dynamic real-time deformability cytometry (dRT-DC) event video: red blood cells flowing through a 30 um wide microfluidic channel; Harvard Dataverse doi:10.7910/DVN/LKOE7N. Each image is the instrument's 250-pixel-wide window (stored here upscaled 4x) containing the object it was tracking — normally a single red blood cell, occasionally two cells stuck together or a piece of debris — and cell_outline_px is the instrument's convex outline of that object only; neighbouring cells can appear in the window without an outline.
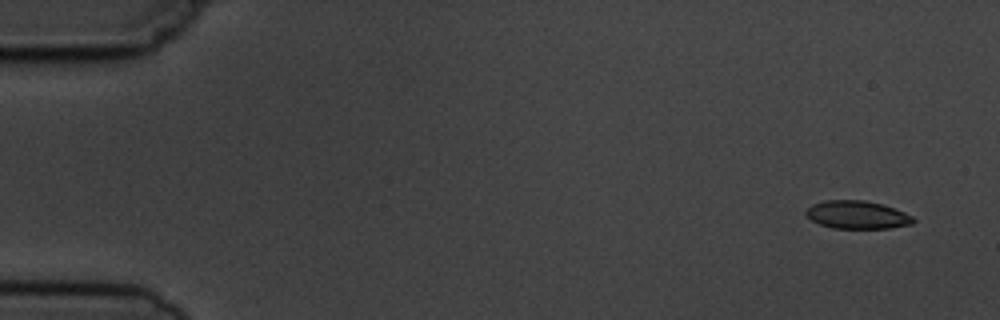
{"species": "common noctule bat (a hibernating species)", "species_latin": "Nyctalus noctula", "temperature_condition": "cold", "stored_images_in_passage": 6, "segment_of_instrument_passage": [1, 2], "camera_frame_rate_fps": 3000, "um_per_image_px": 0.085, "animal": {"sex": "male", "body_mass_g": 19.5, "forearm_length_mm": 54.6}, "frame": {"image": 1, "passage_image": 1, "time_ms": 0.0, "image_size_px": [1000, 320], "cell_outline_px": [[916, 220], [912, 224], [888, 228], [832, 228], [820, 224], [812, 220], [804, 212], [812, 204], [824, 200], [864, 200], [880, 204], [904, 212], [912, 216]], "centroid_in_image_um": [72.84, 18.26], "position_along_channel_um": 12.2, "area_um2": 17.34}}
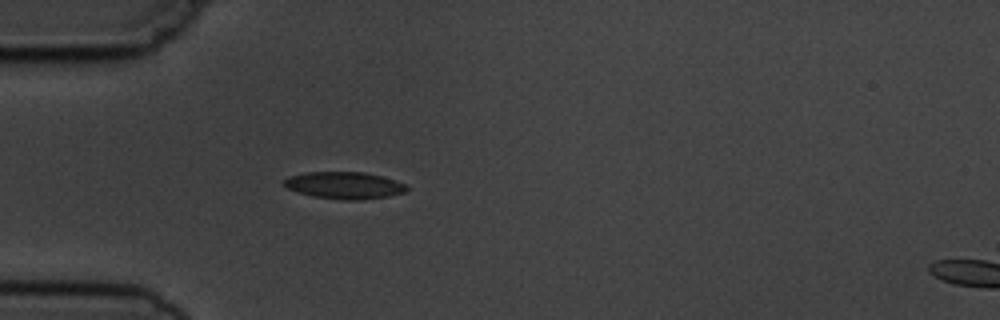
{"frame": {"image": 2, "passage_image": 5, "time_ms": 4.333, "image_size_px": [1000, 320], "cell_outline_px": [[408, 188], [404, 192], [388, 196], [360, 200], [344, 200], [312, 196], [288, 188], [280, 184], [288, 176], [304, 172], [364, 172], [380, 176], [408, 184]], "centroid_in_image_um": [29.25, 15.75], "position_along_channel_um": 55.8, "area_um2": 19.31}}